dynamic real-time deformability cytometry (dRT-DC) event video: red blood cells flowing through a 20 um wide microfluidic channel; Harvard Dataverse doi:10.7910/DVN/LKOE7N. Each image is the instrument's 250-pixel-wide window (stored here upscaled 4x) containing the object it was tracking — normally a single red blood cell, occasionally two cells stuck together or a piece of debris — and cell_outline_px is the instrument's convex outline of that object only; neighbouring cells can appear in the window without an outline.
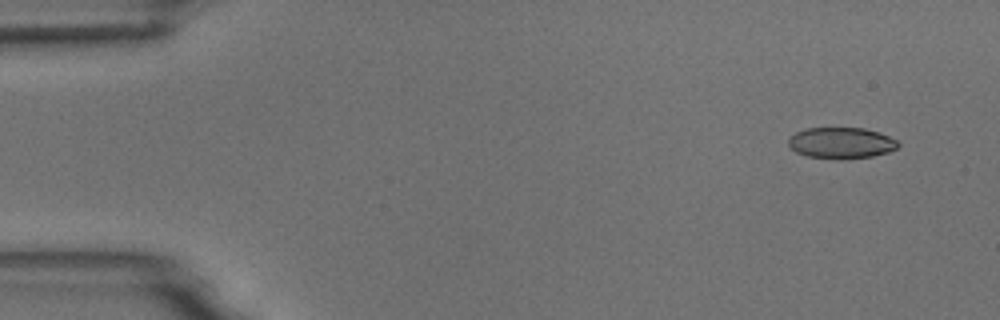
{"species": "common noctule bat (a hibernating species)", "species_latin": "Nyctalus noctula", "temperature_condition": "room temperature", "stored_images_in_passage": 4, "camera_frame_rate_fps": 3000, "um_per_image_px": 0.085, "animal": {"sex": "male", "body_mass_g": 18.8}, "frame": {"image": 1, "passage_image": 1, "time_ms": 0.0, "image_size_px": [1000, 320], "cell_outline_px": [[900, 144], [896, 148], [888, 152], [872, 156], [840, 160], [808, 156], [796, 152], [788, 144], [788, 140], [796, 132], [808, 128], [864, 128], [880, 132], [896, 140]], "centroid_in_image_um": [71.52, 12.15], "position_along_channel_um": 13.5, "area_um2": 19.88}}
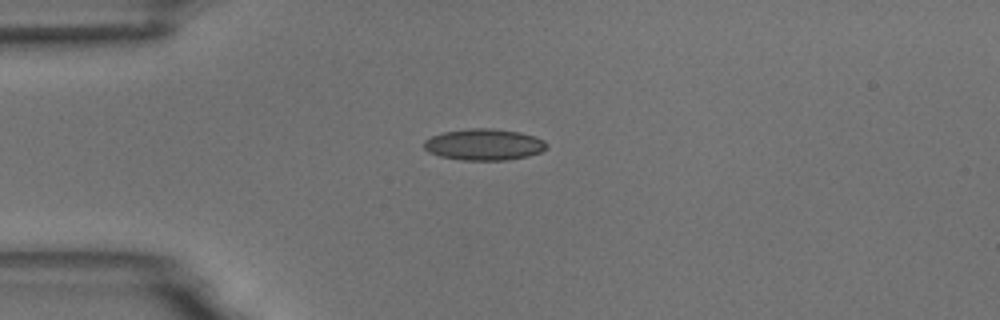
{"frame": {"image": 2, "passage_image": 4, "time_ms": 3.333, "image_size_px": [1000, 320], "cell_outline_px": [[548, 148], [540, 152], [528, 156], [508, 160], [460, 160], [440, 156], [428, 152], [424, 148], [424, 140], [432, 136], [444, 132], [472, 128], [492, 128], [520, 132], [536, 136], [544, 140], [548, 144]], "centroid_in_image_um": [41.17, 12.29], "position_along_channel_um": 43.8, "area_um2": 22.6}}